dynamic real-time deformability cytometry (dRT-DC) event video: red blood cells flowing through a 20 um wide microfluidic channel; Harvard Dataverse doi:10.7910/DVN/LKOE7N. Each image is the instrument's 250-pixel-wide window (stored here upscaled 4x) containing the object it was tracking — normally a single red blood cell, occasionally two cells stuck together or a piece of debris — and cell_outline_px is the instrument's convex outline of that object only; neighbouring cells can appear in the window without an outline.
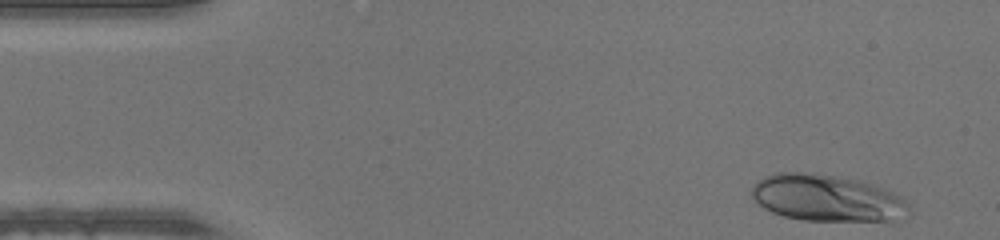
{"species": "human", "species_latin": "Homo sapiens", "temperature_condition": "warm", "stored_images_in_passage": 47, "camera_frame_rate_fps": 3000, "um_per_image_px": 0.085, "donor": {"sex": "male"}, "frame": {"image": 1, "passage_image": 2, "time_ms": 0.333, "image_size_px": [1000, 240], "cell_outline_px": [[908, 208], [892, 224], [888, 224], [804, 220], [784, 216], [772, 212], [764, 208], [752, 196], [752, 188], [764, 176], [776, 172], [804, 172], [860, 180], [872, 184], [892, 192], [908, 200]], "centroid_in_image_um": [70.36, 16.88], "position_along_channel_um": 14.6, "area_um2": 43.41}}
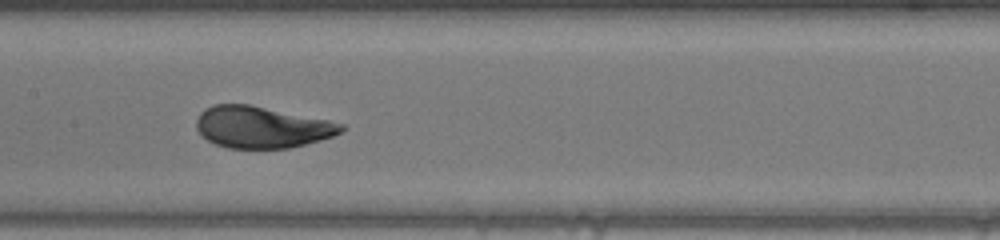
{"frame": {"image": 2, "passage_image": 22, "time_ms": 7.0, "image_size_px": [1000, 240], "cell_outline_px": [[348, 128], [332, 136], [320, 140], [288, 148], [228, 148], [216, 144], [200, 136], [196, 128], [196, 120], [200, 112], [204, 108], [212, 104], [248, 104], [328, 120], [344, 124]], "centroid_in_image_um": [22.21, 10.8], "position_along_channel_um": 185.2, "area_um2": 35.14}}
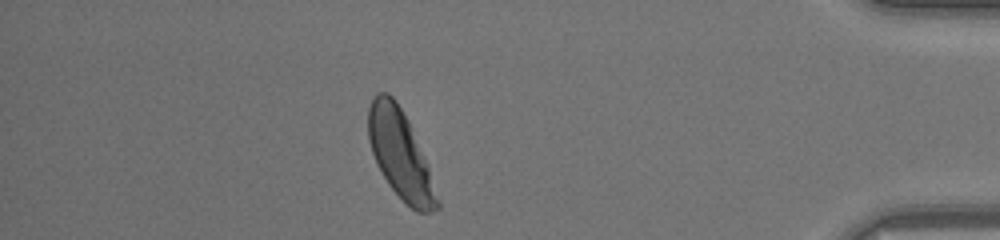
{"frame": {"image": 3, "passage_image": 41, "time_ms": 13.333, "image_size_px": [1000, 240], "cell_outline_px": [[440, 208], [428, 212], [416, 212], [388, 184], [372, 152], [368, 140], [368, 108], [372, 96], [376, 92], [388, 92], [396, 100], [408, 120], [428, 168], [440, 200]], "centroid_in_image_um": [34.0, 13.08], "position_along_channel_um": 401.2, "area_um2": 34.8}}